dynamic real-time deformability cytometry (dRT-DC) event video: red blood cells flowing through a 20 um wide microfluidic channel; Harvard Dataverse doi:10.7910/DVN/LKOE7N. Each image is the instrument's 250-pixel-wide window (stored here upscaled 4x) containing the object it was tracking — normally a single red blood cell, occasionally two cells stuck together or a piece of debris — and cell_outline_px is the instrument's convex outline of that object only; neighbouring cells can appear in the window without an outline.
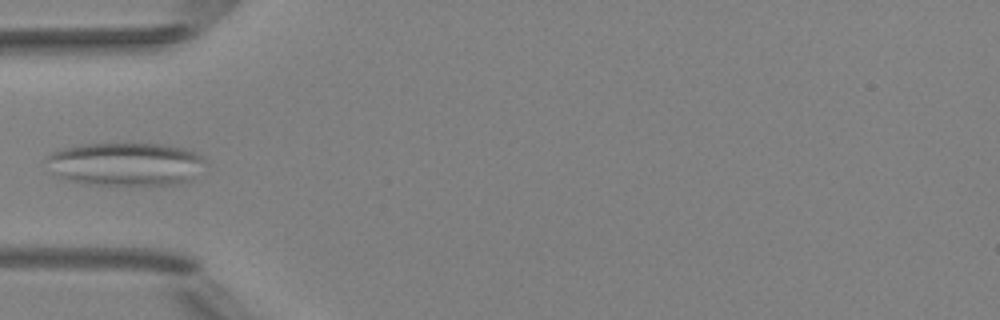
{"species": "Egyptian fruit bat (a non-hibernating species)", "species_latin": "Rousettus aegyptiacus", "temperature_condition": "room temperature", "stored_images_in_passage": 6, "camera_frame_rate_fps": 3000, "um_per_image_px": 0.085, "animal": {"sex": "female"}, "frame": {"image": 1, "passage_image": 5, "time_ms": 5.667, "image_size_px": [1000, 320], "cell_outline_px": [[208, 164], [192, 180], [184, 184], [84, 184], [68, 180], [52, 172], [44, 160], [52, 152], [80, 144], [164, 144], [184, 148], [196, 152], [204, 156]], "centroid_in_image_um": [10.76, 13.94], "position_along_channel_um": 74.2, "area_um2": 40.34}}